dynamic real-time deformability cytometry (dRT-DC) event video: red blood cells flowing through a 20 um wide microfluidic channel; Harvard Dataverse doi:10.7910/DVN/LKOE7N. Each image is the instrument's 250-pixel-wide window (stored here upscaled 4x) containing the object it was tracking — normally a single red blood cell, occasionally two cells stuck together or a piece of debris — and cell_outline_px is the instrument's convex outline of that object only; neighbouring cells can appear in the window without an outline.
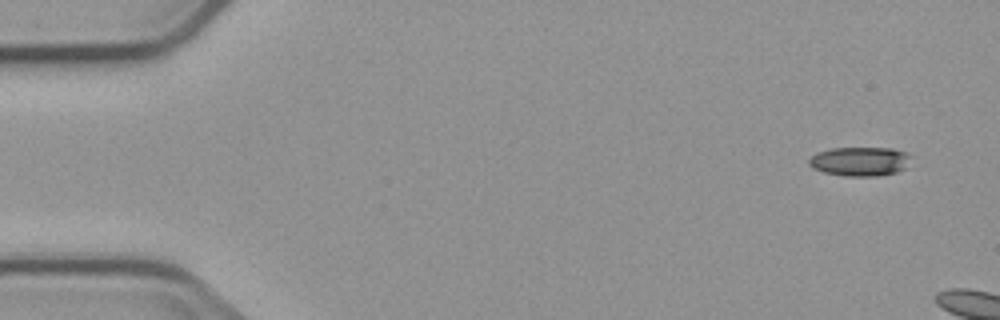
{"species": "common noctule bat (a hibernating species)", "species_latin": "Nyctalus noctula", "temperature_condition": "cold", "stored_images_in_passage": 7, "camera_frame_rate_fps": 3000, "um_per_image_px": 0.085, "animal": {"sex": "male", "body_mass_g": 23.1, "forearm_length_mm": 52.7}, "frame": {"image": 1, "passage_image": 1, "time_ms": 0.0, "image_size_px": [1000, 320], "cell_outline_px": [[912, 156], [904, 168], [896, 172], [876, 176], [844, 176], [824, 172], [812, 168], [808, 164], [808, 160], [816, 152], [832, 148], [892, 148], [908, 152]], "centroid_in_image_um": [73.08, 13.71], "position_along_channel_um": 11.9, "area_um2": 17.4}}
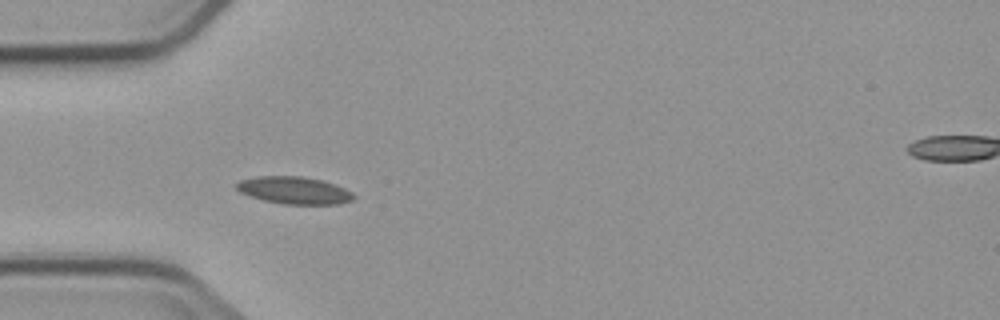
{"frame": {"image": 2, "passage_image": 6, "time_ms": 6.667, "image_size_px": [1000, 320], "cell_outline_px": [[356, 196], [352, 200], [340, 204], [284, 204], [264, 200], [240, 192], [236, 188], [236, 184], [240, 180], [256, 176], [300, 176], [320, 180], [344, 188], [352, 192]], "centroid_in_image_um": [25.01, 16.18], "position_along_channel_um": 60.0, "area_um2": 18.44}}
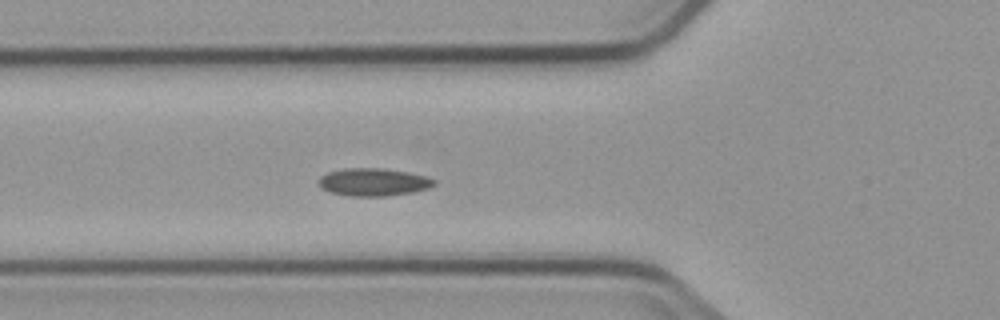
{"frame": {"image": 3, "passage_image": 7, "time_ms": 7.667, "image_size_px": [1000, 320], "cell_outline_px": [[436, 184], [428, 188], [412, 192], [384, 196], [348, 196], [332, 192], [320, 188], [320, 176], [328, 172], [344, 168], [384, 168], [408, 172], [424, 176], [436, 180]], "centroid_in_image_um": [31.74, 15.47], "position_along_channel_um": 94.1, "area_um2": 18.55}}